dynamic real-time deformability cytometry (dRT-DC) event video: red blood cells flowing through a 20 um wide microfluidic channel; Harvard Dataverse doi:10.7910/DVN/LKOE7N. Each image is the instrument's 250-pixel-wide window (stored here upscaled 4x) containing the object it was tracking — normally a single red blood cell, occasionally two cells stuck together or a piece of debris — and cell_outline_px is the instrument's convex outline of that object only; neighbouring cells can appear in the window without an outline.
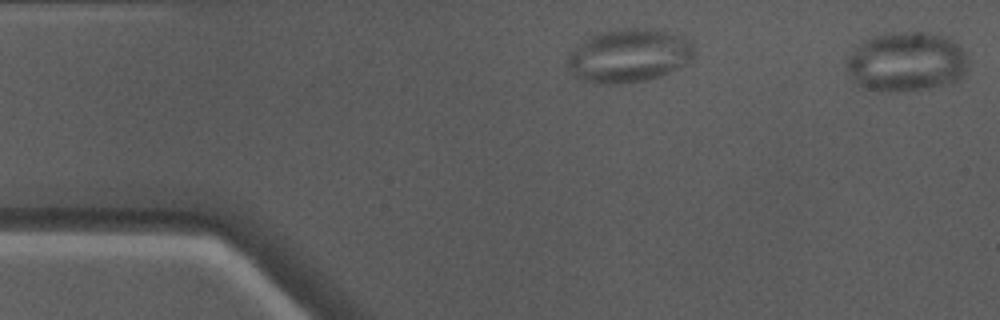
{"species": "Egyptian fruit bat (a non-hibernating species)", "species_latin": "Rousettus aegyptiacus", "temperature_condition": "warm", "stored_images_in_passage": 6, "segment_of_instrument_passage": [2, 2], "camera_frame_rate_fps": 3000, "um_per_image_px": 0.085, "animal": {"sex": "male"}, "frame": {"image": 1, "passage_image": 6, "time_ms": 1.667, "image_size_px": [1000, 320], "cell_outline_px": [[968, 60], [964, 76], [960, 80], [948, 84], [928, 88], [872, 88], [856, 84], [844, 68], [844, 60], [864, 40], [872, 36], [888, 32], [928, 32], [944, 36], [960, 44]], "centroid_in_image_um": [77.06, 5.19], "position_along_channel_um": 7.9, "area_um2": 41.73}}